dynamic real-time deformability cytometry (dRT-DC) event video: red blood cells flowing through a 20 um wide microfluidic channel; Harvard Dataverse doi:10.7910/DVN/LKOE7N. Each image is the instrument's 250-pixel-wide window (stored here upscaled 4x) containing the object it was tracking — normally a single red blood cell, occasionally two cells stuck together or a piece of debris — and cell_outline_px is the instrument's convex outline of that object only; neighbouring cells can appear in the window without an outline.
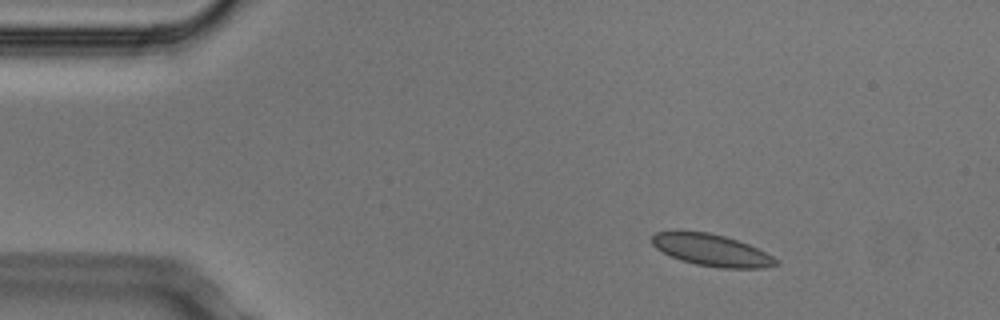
{"species": "Egyptian fruit bat (a non-hibernating species)", "species_latin": "Rousettus aegyptiacus", "temperature_condition": "cold", "stored_images_in_passage": 5, "segment_of_instrument_passage": [1, 2], "camera_frame_rate_fps": 3000, "um_per_image_px": 0.085, "animal": {"sex": "male"}, "frame": {"image": 1, "passage_image": 2, "time_ms": 0.333, "image_size_px": [1000, 320], "cell_outline_px": [[780, 264], [764, 268], [720, 268], [696, 264], [680, 260], [656, 248], [652, 244], [652, 236], [656, 232], [680, 228], [708, 232], [724, 236], [748, 244], [772, 256]], "centroid_in_image_um": [60.42, 21.22], "position_along_channel_um": 24.6, "area_um2": 23.29}}